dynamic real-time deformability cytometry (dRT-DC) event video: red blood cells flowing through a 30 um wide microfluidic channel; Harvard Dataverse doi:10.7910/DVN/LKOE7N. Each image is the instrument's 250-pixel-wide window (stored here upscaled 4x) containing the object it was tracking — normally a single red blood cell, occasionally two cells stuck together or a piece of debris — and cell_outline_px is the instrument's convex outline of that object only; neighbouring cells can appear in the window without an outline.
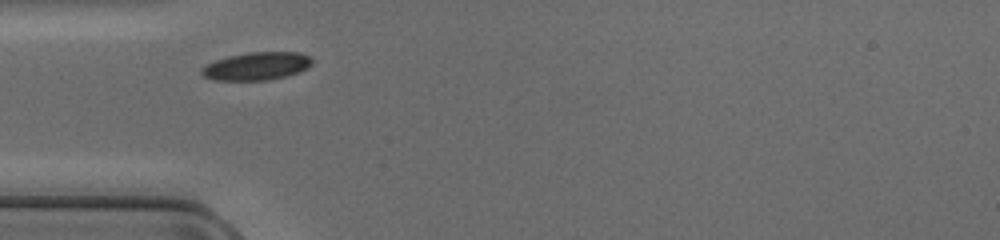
{"species": "common noctule bat (a hibernating species)", "species_latin": "Nyctalus noctula", "temperature_condition": "cold", "stored_images_in_passage": 28, "camera_frame_rate_fps": 3000, "um_per_image_px": 0.085, "animal": {"sex": "female", "body_mass_g": 17.0, "forearm_length_mm": 48.0}, "frame": {"image": 1, "passage_image": 1, "time_ms": 0.0, "image_size_px": [1000, 240], "cell_outline_px": [[312, 64], [308, 68], [300, 72], [288, 76], [268, 80], [212, 80], [204, 76], [200, 72], [200, 68], [216, 60], [228, 56], [248, 52], [300, 52], [308, 56], [312, 60]], "centroid_in_image_um": [21.83, 5.62], "position_along_channel_um": 63.2, "area_um2": 18.09}}
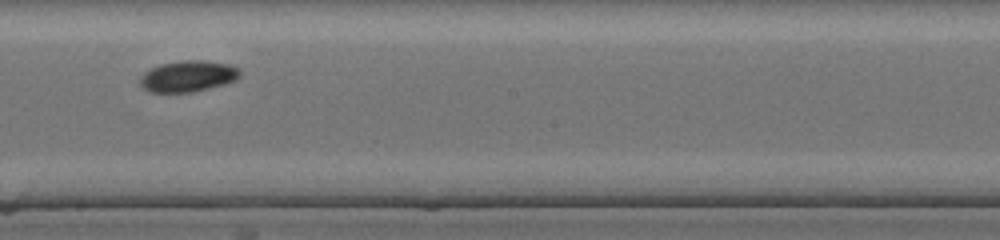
{"frame": {"image": 2, "passage_image": 13, "time_ms": 4.0, "image_size_px": [1000, 240], "cell_outline_px": [[240, 76], [236, 80], [224, 84], [192, 92], [152, 92], [144, 88], [140, 84], [140, 76], [144, 72], [160, 64], [184, 60], [200, 60], [228, 64], [240, 68]], "centroid_in_image_um": [15.99, 6.47], "position_along_channel_um": 232.2, "area_um2": 18.03}}
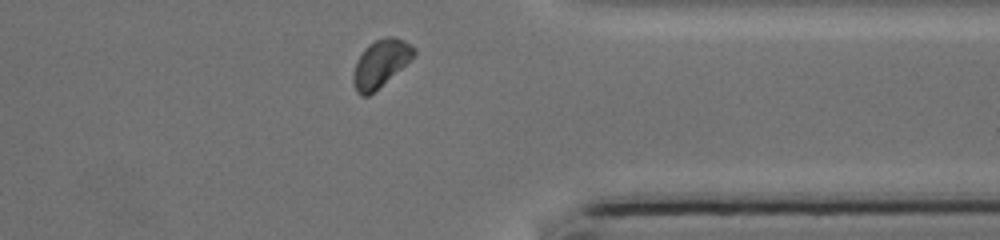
{"frame": {"image": 3, "passage_image": 24, "time_ms": 7.667, "image_size_px": [1000, 240], "cell_outline_px": [[416, 52], [400, 68], [368, 96], [360, 96], [356, 92], [352, 80], [352, 76], [356, 64], [364, 48], [368, 44], [376, 40], [388, 36], [392, 36], [404, 40], [416, 48]], "centroid_in_image_um": [32.31, 5.37], "position_along_channel_um": 379.1, "area_um2": 16.18}}